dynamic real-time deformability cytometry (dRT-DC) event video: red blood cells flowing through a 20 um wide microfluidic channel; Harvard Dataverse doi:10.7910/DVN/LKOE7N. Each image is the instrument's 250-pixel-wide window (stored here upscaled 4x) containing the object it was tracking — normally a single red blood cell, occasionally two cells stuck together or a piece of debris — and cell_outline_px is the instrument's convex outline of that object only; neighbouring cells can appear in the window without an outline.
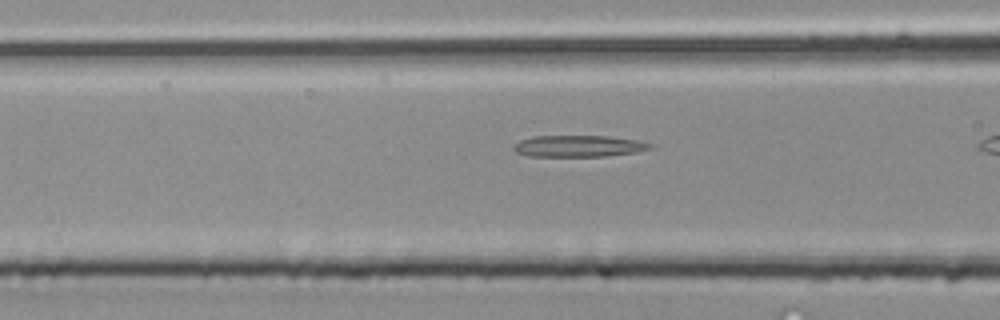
{"species": "common noctule bat (a hibernating species)", "species_latin": "Nyctalus noctula", "temperature_condition": "room temperature", "stored_images_in_passage": 25, "camera_frame_rate_fps": 3000, "um_per_image_px": 0.085, "animal": {"sex": "male", "body_mass_g": 20.4}, "frame": {"image": 1, "passage_image": 8, "time_ms": 2.333, "image_size_px": [1000, 320], "cell_outline_px": [[656, 144], [652, 148], [636, 152], [604, 156], [528, 156], [516, 152], [512, 148], [520, 140], [532, 136], [608, 136], [636, 140]], "centroid_in_image_um": [49.2, 12.41], "position_along_channel_um": 117.4, "area_um2": 17.11}}
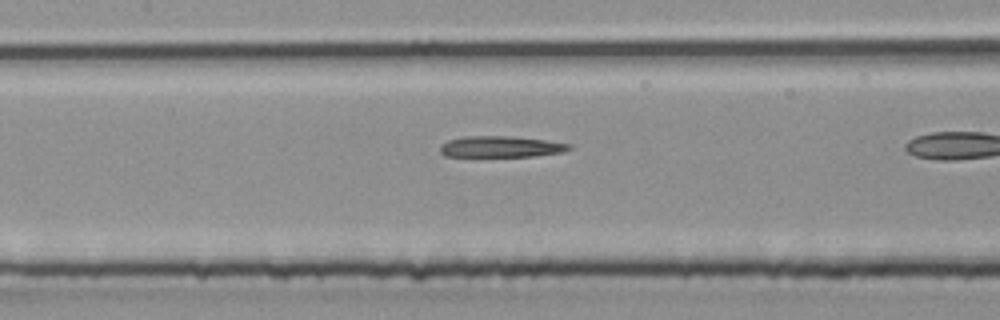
{"frame": {"image": 2, "passage_image": 11, "time_ms": 3.333, "image_size_px": [1000, 320], "cell_outline_px": [[572, 148], [564, 152], [532, 156], [480, 160], [444, 156], [440, 152], [440, 144], [448, 140], [464, 136], [512, 136], [544, 140], [572, 144]], "centroid_in_image_um": [42.47, 12.53], "position_along_channel_um": 164.9, "area_um2": 17.22}}